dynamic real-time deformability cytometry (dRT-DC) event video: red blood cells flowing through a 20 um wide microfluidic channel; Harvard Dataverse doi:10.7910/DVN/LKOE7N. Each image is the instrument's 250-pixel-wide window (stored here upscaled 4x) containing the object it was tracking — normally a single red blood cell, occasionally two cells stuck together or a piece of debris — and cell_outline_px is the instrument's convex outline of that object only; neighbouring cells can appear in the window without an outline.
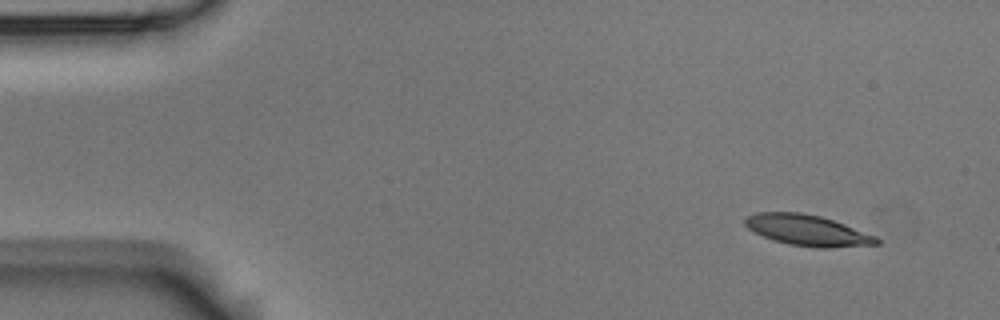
{"species": "Egyptian fruit bat (a non-hibernating species)", "species_latin": "Rousettus aegyptiacus", "temperature_condition": "room temperature", "stored_images_in_passage": 4, "segment_of_instrument_passage": [1, 2], "camera_frame_rate_fps": 3000, "um_per_image_px": 0.085, "animal": {"sex": "male"}, "frame": {"image": 1, "passage_image": 1, "time_ms": 0.0, "image_size_px": [1000, 320], "cell_outline_px": [[880, 244], [832, 248], [816, 248], [788, 244], [764, 236], [748, 228], [744, 224], [744, 220], [748, 216], [756, 212], [800, 212], [820, 216], [844, 224], [876, 236], [880, 240]], "centroid_in_image_um": [68.66, 19.58], "position_along_channel_um": 16.3, "area_um2": 23.52}}
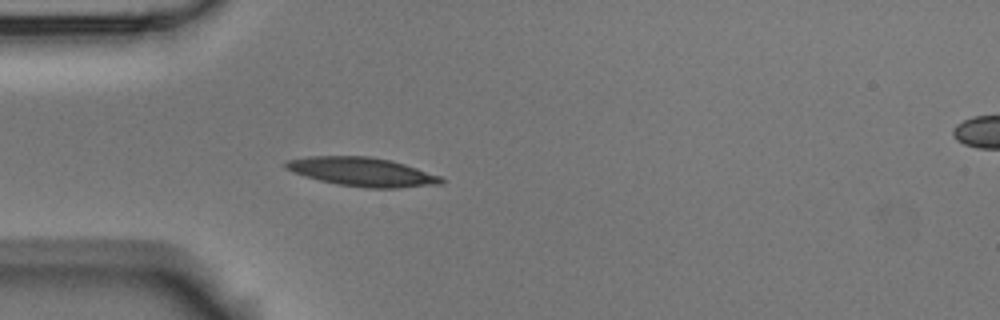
{"frame": {"image": 2, "passage_image": 3, "time_ms": 0.667, "image_size_px": [1000, 320], "cell_outline_px": [[444, 184], [400, 188], [368, 188], [336, 184], [320, 180], [292, 172], [284, 168], [284, 160], [308, 156], [368, 156], [392, 160], [440, 176], [444, 180]], "centroid_in_image_um": [30.76, 14.6], "position_along_channel_um": 54.2, "area_um2": 26.24}}